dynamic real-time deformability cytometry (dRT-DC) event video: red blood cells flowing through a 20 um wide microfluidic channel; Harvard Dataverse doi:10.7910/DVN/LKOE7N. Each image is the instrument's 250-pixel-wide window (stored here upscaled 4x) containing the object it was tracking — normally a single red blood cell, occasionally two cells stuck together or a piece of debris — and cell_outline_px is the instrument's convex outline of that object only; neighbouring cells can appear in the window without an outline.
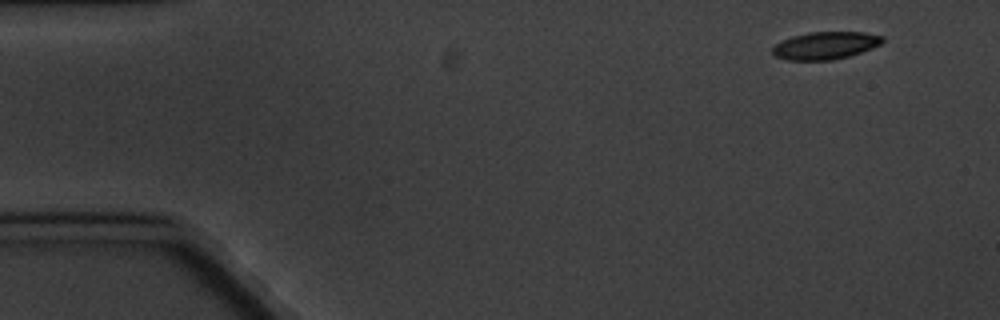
{"species": "common noctule bat (a hibernating species)", "species_latin": "Nyctalus noctula", "temperature_condition": "cold", "stored_images_in_passage": 6, "segment_of_instrument_passage": [2, 2], "camera_frame_rate_fps": 3000, "um_per_image_px": 0.085, "animal": {"sex": "male", "body_mass_g": 20.1, "forearm_length_mm": 53.5}, "frame": {"image": 1, "passage_image": 6, "time_ms": 7.0, "image_size_px": [1000, 320], "cell_outline_px": [[884, 40], [880, 44], [872, 48], [848, 56], [832, 60], [788, 60], [776, 56], [772, 52], [772, 48], [776, 44], [792, 36], [808, 32], [864, 32], [884, 36]], "centroid_in_image_um": [70.17, 3.86], "position_along_channel_um": 14.8, "area_um2": 17.51}}